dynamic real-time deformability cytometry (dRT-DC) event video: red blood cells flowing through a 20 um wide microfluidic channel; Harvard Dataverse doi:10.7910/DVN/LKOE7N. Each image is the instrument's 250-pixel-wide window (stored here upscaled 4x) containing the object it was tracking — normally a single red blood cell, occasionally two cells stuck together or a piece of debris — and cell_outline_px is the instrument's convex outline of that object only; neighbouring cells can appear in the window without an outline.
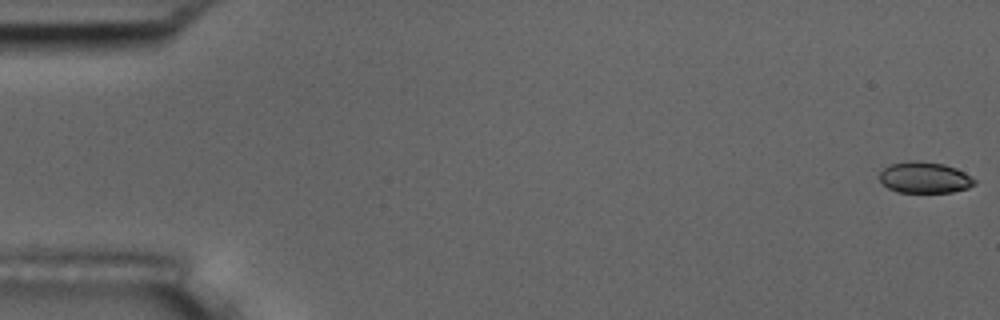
{"species": "common noctule bat (a hibernating species)", "species_latin": "Nyctalus noctula", "temperature_condition": "room temperature", "stored_images_in_passage": 7, "camera_frame_rate_fps": 3000, "um_per_image_px": 0.085, "animal": {"sex": "male", "body_mass_g": 17.5, "forearm_length_mm": 52.3}, "frame": {"image": 1, "passage_image": 1, "time_ms": 0.0, "image_size_px": [1000, 320], "cell_outline_px": [[976, 184], [968, 188], [952, 192], [896, 192], [888, 188], [880, 180], [880, 172], [888, 164], [908, 160], [920, 160], [944, 164], [956, 168], [964, 172], [976, 180]], "centroid_in_image_um": [78.59, 15.08], "position_along_channel_um": 6.4, "area_um2": 17.46}}
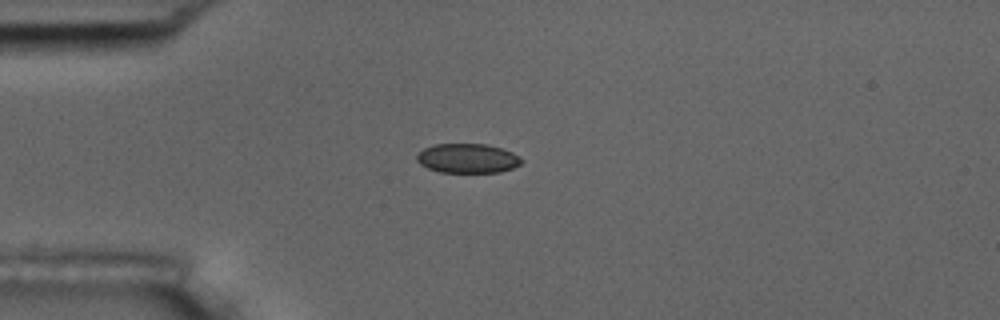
{"frame": {"image": 2, "passage_image": 5, "time_ms": 4.667, "image_size_px": [1000, 320], "cell_outline_px": [[524, 160], [520, 164], [512, 168], [500, 172], [440, 172], [428, 168], [420, 164], [416, 160], [416, 156], [424, 148], [436, 144], [484, 144], [500, 148], [512, 152], [520, 156]], "centroid_in_image_um": [39.75, 13.46], "position_along_channel_um": 45.2, "area_um2": 17.86}}
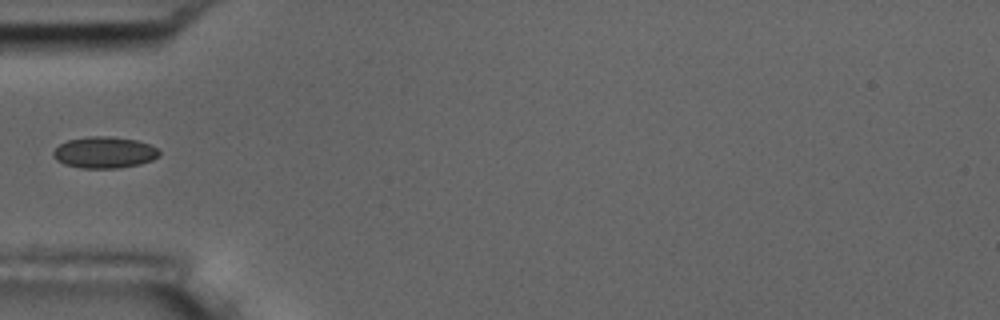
{"frame": {"image": 3, "passage_image": 6, "time_ms": 6.0, "image_size_px": [1000, 320], "cell_outline_px": [[160, 156], [152, 160], [140, 164], [120, 168], [80, 168], [64, 164], [56, 160], [52, 156], [52, 152], [60, 144], [68, 140], [88, 136], [108, 136], [136, 140], [148, 144], [156, 148], [160, 152]], "centroid_in_image_um": [8.86, 12.96], "position_along_channel_um": 76.1, "area_um2": 19.48}}